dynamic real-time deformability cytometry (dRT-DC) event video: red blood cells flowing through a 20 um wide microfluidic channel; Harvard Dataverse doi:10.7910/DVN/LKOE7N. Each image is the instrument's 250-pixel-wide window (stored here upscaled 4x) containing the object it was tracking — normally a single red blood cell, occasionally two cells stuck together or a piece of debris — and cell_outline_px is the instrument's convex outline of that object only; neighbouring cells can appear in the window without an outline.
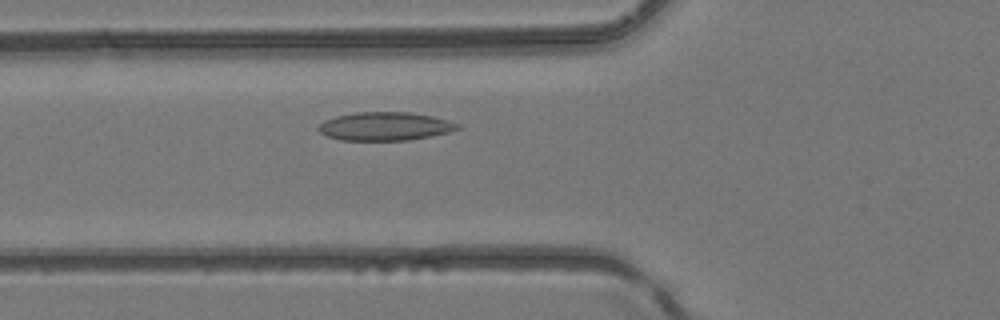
{"species": "common noctule bat (a hibernating species)", "species_latin": "Nyctalus noctula", "temperature_condition": "room temperature", "stored_images_in_passage": 35, "camera_frame_rate_fps": 3000, "um_per_image_px": 0.085, "animal": {"sex": "female", "body_mass_g": 24.6, "forearm_length_mm": 56.2}, "frame": {"image": 1, "passage_image": 10, "time_ms": 3.0, "image_size_px": [1000, 320], "cell_outline_px": [[460, 128], [448, 132], [408, 140], [340, 140], [328, 136], [320, 132], [316, 128], [324, 120], [336, 116], [356, 112], [408, 112], [432, 116], [448, 120], [460, 124]], "centroid_in_image_um": [32.7, 10.73], "position_along_channel_um": 93.1, "area_um2": 22.89}}
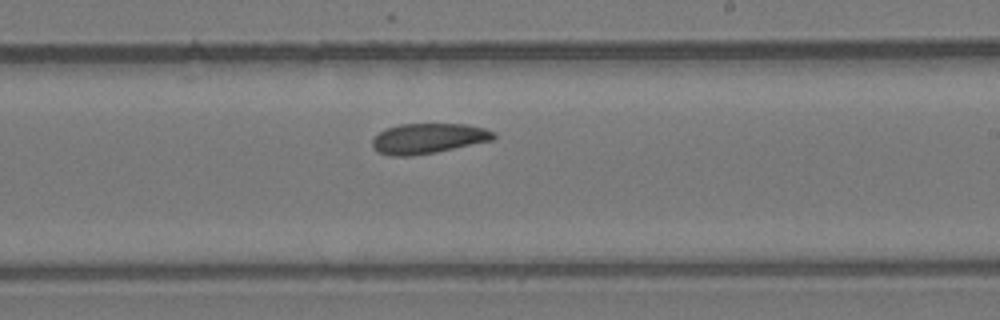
{"frame": {"image": 2, "passage_image": 20, "time_ms": 6.333, "image_size_px": [1000, 320], "cell_outline_px": [[496, 136], [492, 140], [436, 152], [412, 156], [392, 156], [376, 152], [372, 148], [372, 140], [384, 128], [400, 124], [468, 124], [484, 128], [496, 132]], "centroid_in_image_um": [36.37, 11.77], "position_along_channel_um": 252.6, "area_um2": 21.5}}
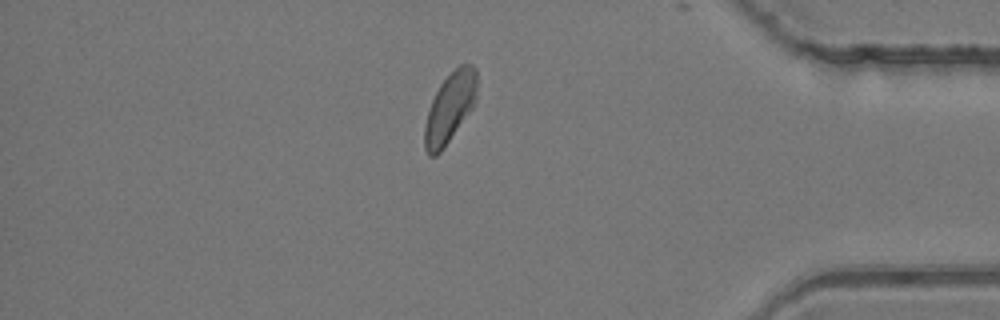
{"frame": {"image": 3, "passage_image": 31, "time_ms": 10.0, "image_size_px": [1000, 320], "cell_outline_px": [[476, 100], [472, 108], [444, 148], [436, 156], [428, 156], [424, 148], [424, 124], [432, 100], [440, 84], [460, 64], [472, 64], [476, 68]], "centroid_in_image_um": [38.22, 9.18], "position_along_channel_um": 397.0, "area_um2": 21.15}}